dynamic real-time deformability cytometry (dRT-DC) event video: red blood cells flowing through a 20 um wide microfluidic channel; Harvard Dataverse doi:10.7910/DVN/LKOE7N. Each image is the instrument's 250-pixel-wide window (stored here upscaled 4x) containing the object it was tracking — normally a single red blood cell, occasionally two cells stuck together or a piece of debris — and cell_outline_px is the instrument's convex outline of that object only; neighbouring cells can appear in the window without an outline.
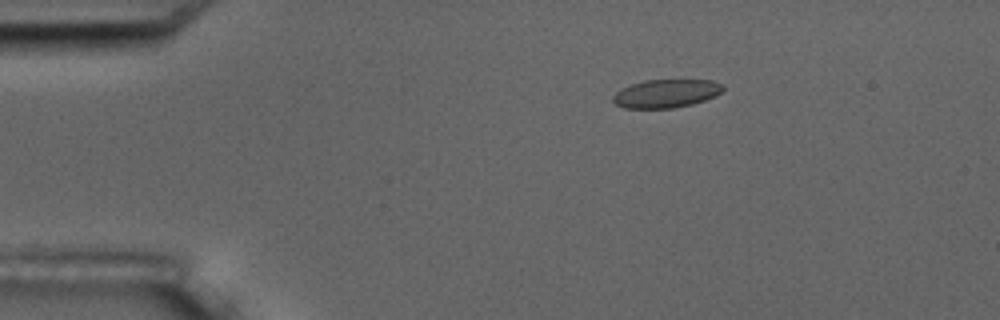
{"species": "common noctule bat (a hibernating species)", "species_latin": "Nyctalus noctula", "temperature_condition": "room temperature", "stored_images_in_passage": 3, "camera_frame_rate_fps": 3000, "um_per_image_px": 0.085, "animal": {"sex": "male", "body_mass_g": 17.5, "forearm_length_mm": 52.3}, "frame": {"image": 1, "passage_image": 1, "time_ms": 0.0, "image_size_px": [1000, 320], "cell_outline_px": [[724, 88], [716, 96], [692, 104], [672, 108], [624, 108], [616, 104], [612, 100], [612, 96], [620, 88], [644, 80], [712, 80], [724, 84]], "centroid_in_image_um": [56.61, 7.94], "position_along_channel_um": 28.4, "area_um2": 18.21}}
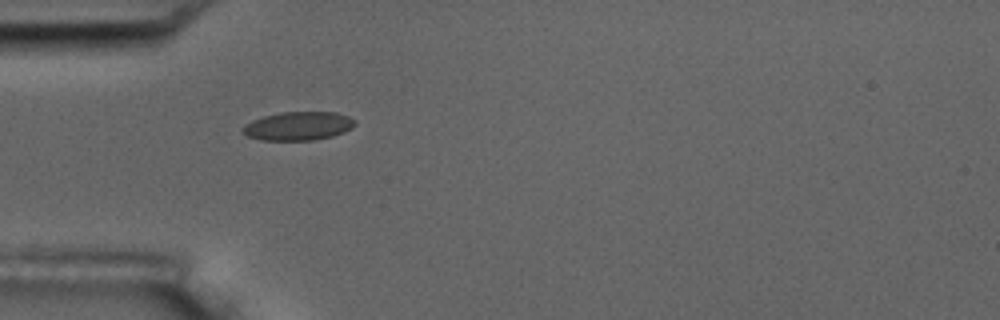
{"frame": {"image": 2, "passage_image": 3, "time_ms": 2.333, "image_size_px": [1000, 320], "cell_outline_px": [[356, 124], [352, 128], [344, 132], [332, 136], [312, 140], [260, 140], [248, 136], [240, 128], [244, 124], [252, 120], [264, 116], [280, 112], [336, 112], [348, 116], [356, 120]], "centroid_in_image_um": [25.35, 10.7], "position_along_channel_um": 59.6, "area_um2": 18.79}}